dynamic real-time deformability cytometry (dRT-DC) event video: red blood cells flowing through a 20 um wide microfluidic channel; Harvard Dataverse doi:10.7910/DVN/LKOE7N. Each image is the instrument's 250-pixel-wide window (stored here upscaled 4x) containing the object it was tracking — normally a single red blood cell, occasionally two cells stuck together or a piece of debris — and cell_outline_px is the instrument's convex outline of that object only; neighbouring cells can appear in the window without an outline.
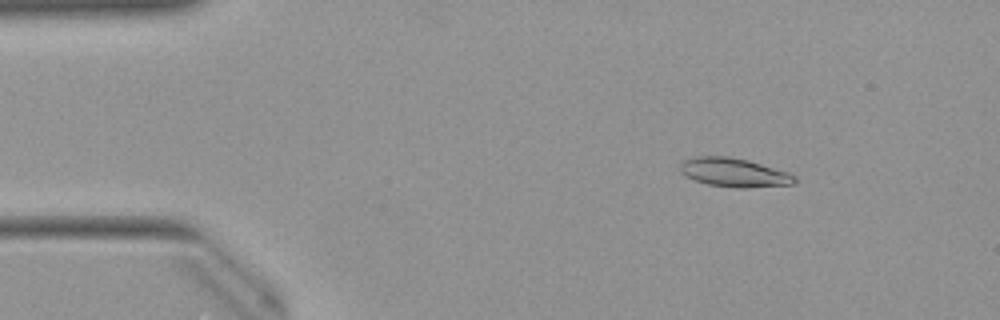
{"species": "Egyptian fruit bat (a non-hibernating species)", "species_latin": "Rousettus aegyptiacus", "temperature_condition": "warm", "stored_images_in_passage": 48, "camera_frame_rate_fps": 3000, "um_per_image_px": 0.085, "animal": {"sex": "female"}, "frame": {"image": 1, "passage_image": 4, "time_ms": 1.0, "image_size_px": [1000, 320], "cell_outline_px": [[796, 184], [744, 188], [740, 188], [708, 184], [684, 176], [680, 172], [680, 164], [684, 160], [696, 156], [728, 156], [748, 160], [788, 172], [796, 176]], "centroid_in_image_um": [62.4, 14.66], "position_along_channel_um": 22.6, "area_um2": 19.25}}
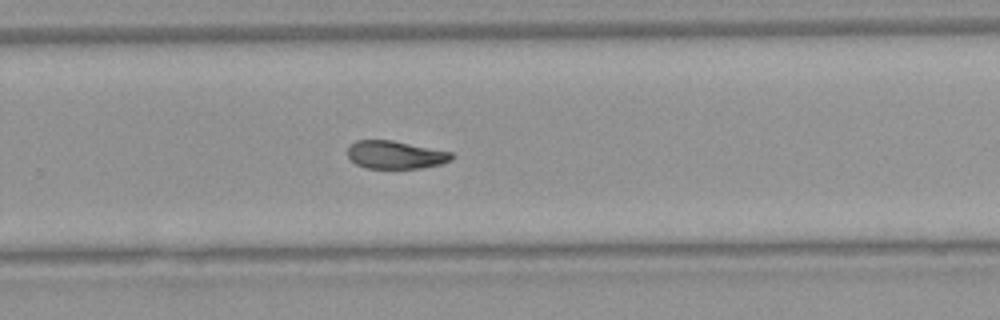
{"frame": {"image": 2, "passage_image": 30, "time_ms": 9.667, "image_size_px": [1000, 320], "cell_outline_px": [[452, 160], [440, 164], [420, 168], [364, 168], [356, 164], [348, 156], [348, 144], [356, 140], [392, 140], [452, 152]], "centroid_in_image_um": [33.58, 13.15], "position_along_channel_um": 296.2, "area_um2": 16.94}}
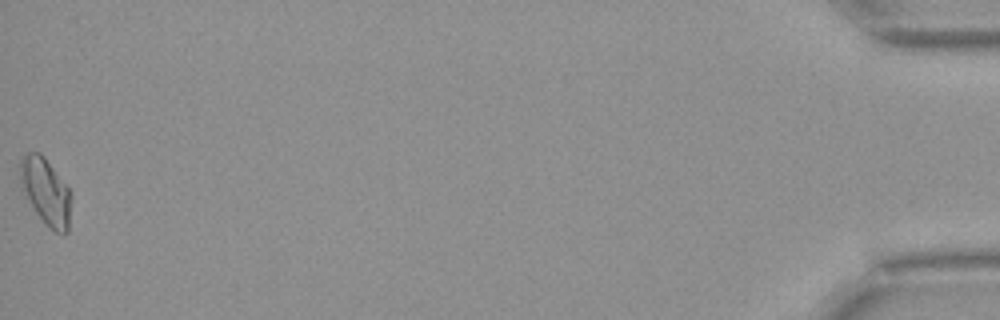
{"frame": {"image": 3, "passage_image": 48, "time_ms": 15.667, "image_size_px": [1000, 320], "cell_outline_px": [[72, 196], [68, 232], [64, 236], [56, 232], [36, 212], [20, 188], [20, 156], [28, 152], [40, 152], [44, 156], [68, 188]], "centroid_in_image_um": [3.89, 16.25], "position_along_channel_um": 431.3, "area_um2": 19.77}, "authors_computed_cell_mechanics": {"area_um2": 17.9758, "velocity_mm_per_s": 3.9892, "shape_relaxation_time_tau1_ms": 5.0701, "shape_relaxation_time_tau2_ms": 6.5369, "deformation_change_tau1": 0.1444, "deformation_change_tau2": 0.1237}}